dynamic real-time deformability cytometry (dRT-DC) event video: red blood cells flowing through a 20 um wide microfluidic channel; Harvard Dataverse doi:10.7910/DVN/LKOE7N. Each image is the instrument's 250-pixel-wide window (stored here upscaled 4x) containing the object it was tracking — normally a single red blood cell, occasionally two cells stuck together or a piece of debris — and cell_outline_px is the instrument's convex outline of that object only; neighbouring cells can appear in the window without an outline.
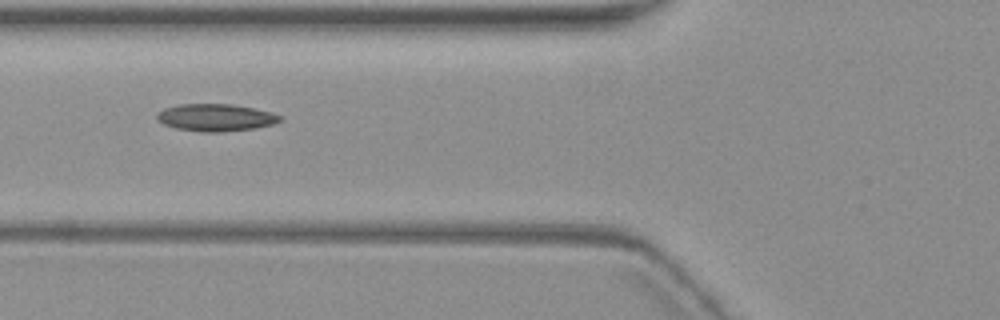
{"species": "common noctule bat (a hibernating species)", "species_latin": "Nyctalus noctula", "temperature_condition": "warm", "stored_images_in_passage": 9, "camera_frame_rate_fps": 3000, "um_per_image_px": 0.085, "animal": {"sex": "female", "body_mass_g": 19.3, "forearm_length_mm": 54.1}, "frame": {"image": 1, "passage_image": 6, "time_ms": 7.0, "image_size_px": [1000, 320], "cell_outline_px": [[284, 120], [272, 124], [256, 128], [220, 132], [200, 132], [176, 128], [164, 124], [156, 120], [156, 112], [164, 108], [180, 104], [232, 104], [272, 112], [280, 116]], "centroid_in_image_um": [18.31, 9.99], "position_along_channel_um": 107.5, "area_um2": 19.65}}
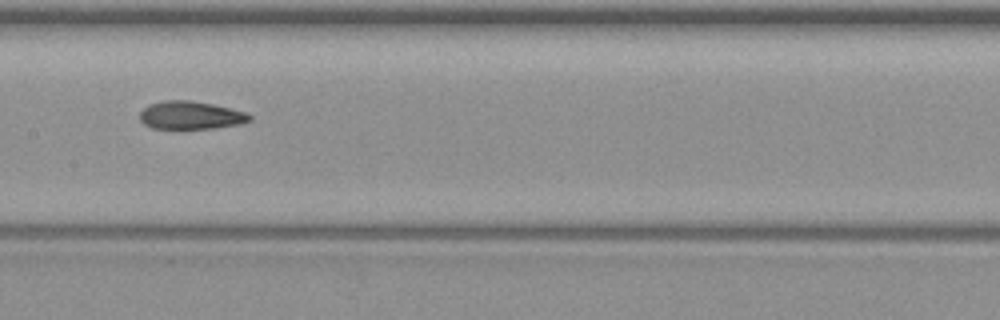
{"frame": {"image": 2, "passage_image": 8, "time_ms": 9.333, "image_size_px": [1000, 320], "cell_outline_px": [[252, 120], [240, 124], [216, 128], [152, 128], [144, 124], [140, 120], [140, 112], [148, 104], [164, 100], [188, 100], [212, 104], [248, 112], [252, 116]], "centroid_in_image_um": [16.23, 9.79], "position_along_channel_um": 191.2, "area_um2": 17.98}}
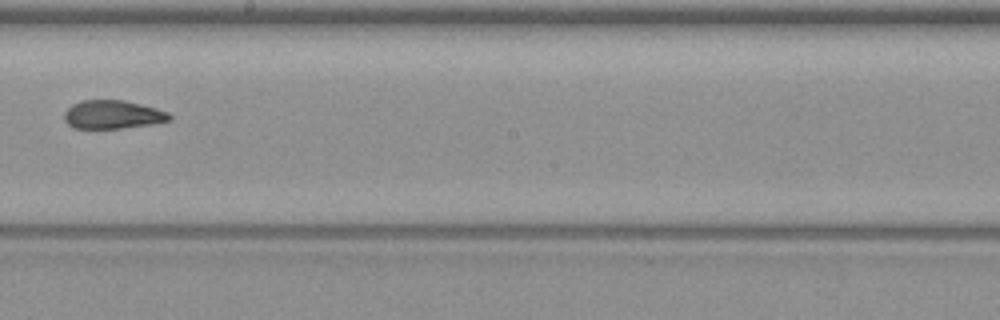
{"frame": {"image": 3, "passage_image": 9, "time_ms": 10.667, "image_size_px": [1000, 320], "cell_outline_px": [[172, 120], [152, 124], [120, 128], [72, 128], [64, 120], [64, 112], [72, 104], [80, 100], [124, 100], [156, 108], [168, 112], [172, 116]], "centroid_in_image_um": [9.57, 9.73], "position_along_channel_um": 238.6, "area_um2": 17.51}}